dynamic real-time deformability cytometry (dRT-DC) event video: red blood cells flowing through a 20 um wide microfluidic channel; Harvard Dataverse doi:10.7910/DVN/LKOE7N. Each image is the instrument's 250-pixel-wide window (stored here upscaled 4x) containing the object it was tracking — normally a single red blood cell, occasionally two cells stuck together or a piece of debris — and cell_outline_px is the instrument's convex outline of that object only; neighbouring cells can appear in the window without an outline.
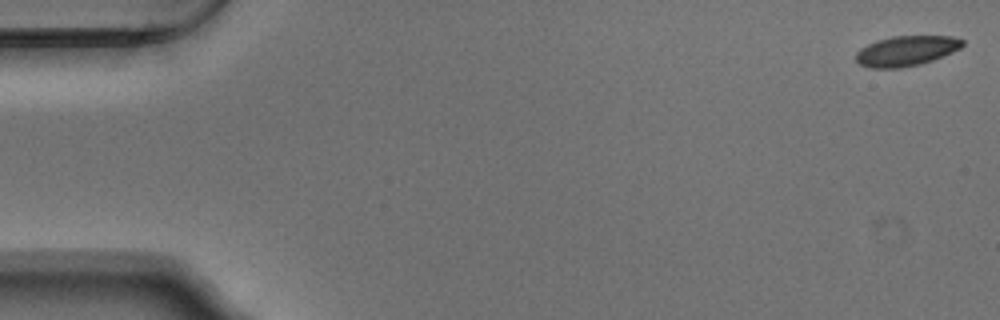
{"species": "Egyptian fruit bat (a non-hibernating species)", "species_latin": "Rousettus aegyptiacus", "temperature_condition": "warm", "stored_images_in_passage": 17, "camera_frame_rate_fps": 3000, "um_per_image_px": 0.085, "animal": {"sex": "male"}, "frame": {"image": 1, "passage_image": 1, "time_ms": 0.0, "image_size_px": [1000, 320], "cell_outline_px": [[964, 44], [960, 48], [952, 52], [932, 60], [920, 64], [900, 68], [868, 68], [860, 64], [856, 60], [856, 52], [860, 48], [868, 44], [892, 36], [952, 36], [964, 40]], "centroid_in_image_um": [77.03, 4.33], "position_along_channel_um": 8.0, "area_um2": 18.61}}
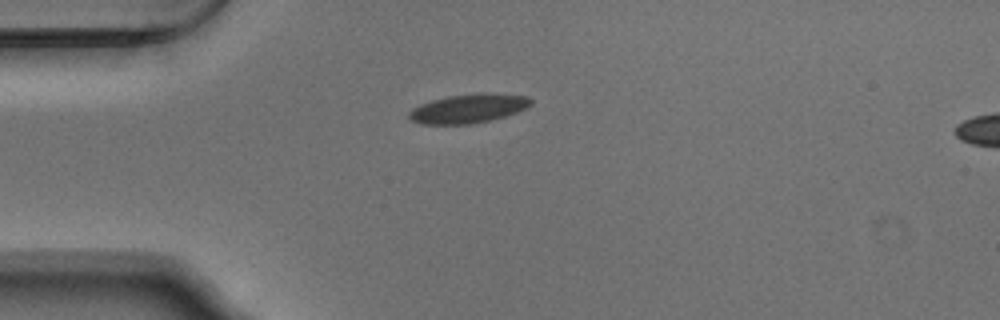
{"frame": {"image": 2, "passage_image": 14, "time_ms": 4.333, "image_size_px": [1000, 320], "cell_outline_px": [[532, 104], [516, 112], [504, 116], [472, 124], [420, 124], [412, 120], [408, 116], [408, 112], [412, 108], [420, 104], [432, 100], [448, 96], [480, 92], [484, 92], [528, 96], [532, 100]], "centroid_in_image_um": [39.79, 9.21], "position_along_channel_um": 45.2, "area_um2": 20.58}}